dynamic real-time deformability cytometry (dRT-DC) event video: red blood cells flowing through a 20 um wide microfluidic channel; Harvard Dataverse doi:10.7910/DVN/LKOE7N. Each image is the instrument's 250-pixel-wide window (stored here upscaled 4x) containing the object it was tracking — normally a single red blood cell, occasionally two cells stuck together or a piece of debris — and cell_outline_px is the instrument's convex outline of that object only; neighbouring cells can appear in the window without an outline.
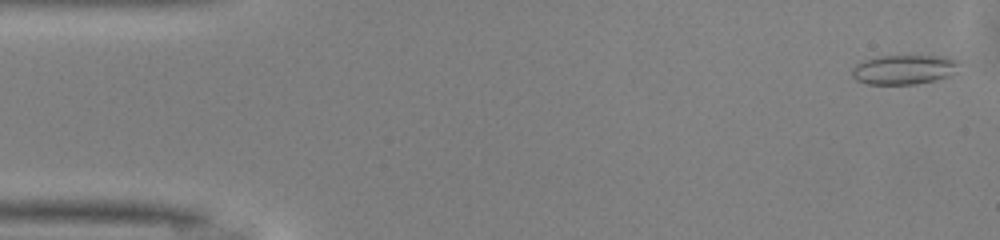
{"species": "common noctule bat (a hibernating species)", "species_latin": "Nyctalus noctula", "temperature_condition": "warm", "stored_images_in_passage": 44, "camera_frame_rate_fps": 3000, "um_per_image_px": 0.085, "animal": {"sex": "male", "body_mass_g": 13.0, "forearm_length_mm": 53.1}, "frame": {"image": 1, "passage_image": 1, "time_ms": 0.0, "image_size_px": [1000, 240], "cell_outline_px": [[960, 64], [956, 72], [948, 76], [936, 80], [916, 84], [868, 84], [856, 80], [852, 76], [852, 68], [856, 64], [864, 60], [880, 56], [952, 56], [960, 60]], "centroid_in_image_um": [76.89, 5.9], "position_along_channel_um": 8.1, "area_um2": 18.67}}
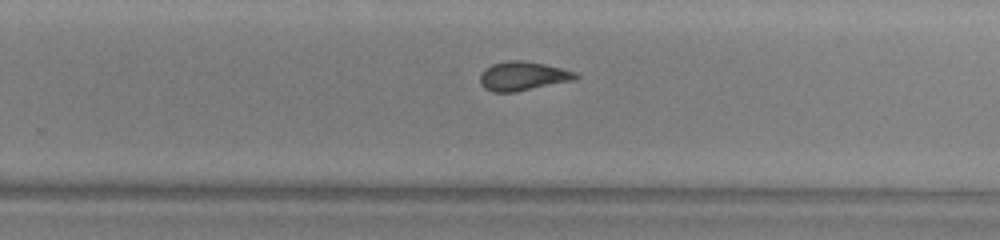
{"frame": {"image": 2, "passage_image": 30, "time_ms": 9.667, "image_size_px": [1000, 240], "cell_outline_px": [[580, 76], [576, 80], [516, 92], [492, 92], [484, 88], [480, 84], [480, 76], [484, 68], [492, 64], [508, 60], [520, 60], [544, 64], [576, 72]], "centroid_in_image_um": [44.44, 6.47], "position_along_channel_um": 285.4, "area_um2": 16.3}}
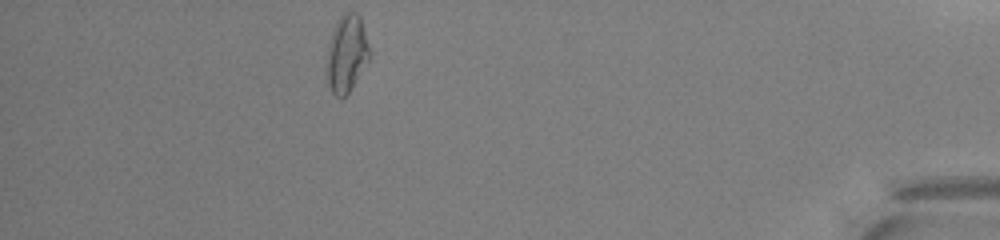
{"frame": {"image": 3, "passage_image": 43, "time_ms": 14.0, "image_size_px": [1000, 240], "cell_outline_px": [[368, 60], [348, 92], [344, 96], [336, 96], [332, 92], [328, 84], [328, 40], [336, 20], [344, 12], [356, 12], [360, 16], [368, 44]], "centroid_in_image_um": [29.44, 4.49], "position_along_channel_um": 405.8, "area_um2": 18.67}, "authors_computed_cell_mechanics": {"area_um2": 16.762, "velocity_mm_per_s": 4.1488, "shape_relaxation_time_tau1_ms": null, "shape_relaxation_time_tau2_ms": 1.8233, "deformation_change_tau1": null, "deformation_change_tau2": 0.0841}}